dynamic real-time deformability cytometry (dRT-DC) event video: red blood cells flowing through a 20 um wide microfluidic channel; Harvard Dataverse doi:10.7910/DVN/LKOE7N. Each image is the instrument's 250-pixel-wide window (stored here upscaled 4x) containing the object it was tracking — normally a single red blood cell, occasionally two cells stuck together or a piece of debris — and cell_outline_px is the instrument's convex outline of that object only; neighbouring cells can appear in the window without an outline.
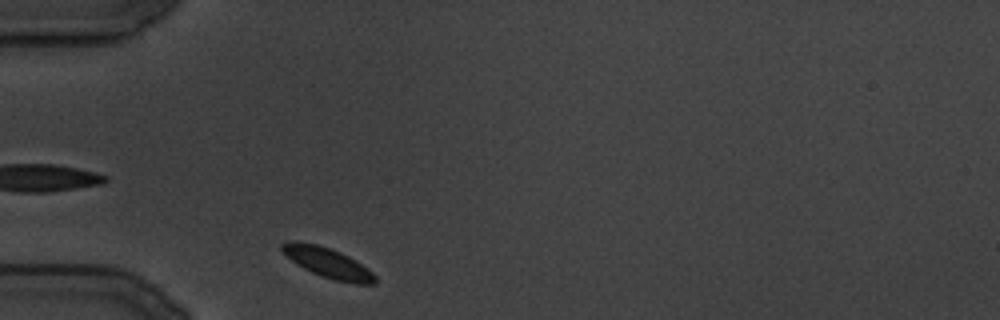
{"species": "common noctule bat (a hibernating species)", "species_latin": "Nyctalus noctula", "temperature_condition": "cold", "stored_images_in_passage": 84, "camera_frame_rate_fps": 3000, "um_per_image_px": 0.085, "animal": {"sex": "male", "body_mass_g": 19.5, "forearm_length_mm": 54.6}, "frame": {"image": 1, "passage_image": 2, "time_ms": 0.333, "image_size_px": [1000, 320], "cell_outline_px": [[376, 284], [356, 284], [336, 280], [312, 272], [296, 264], [280, 248], [280, 244], [292, 240], [296, 240], [316, 244], [340, 252], [348, 256], [372, 272], [376, 276]], "centroid_in_image_um": [27.85, 22.32], "position_along_channel_um": 57.1, "area_um2": 15.95}}
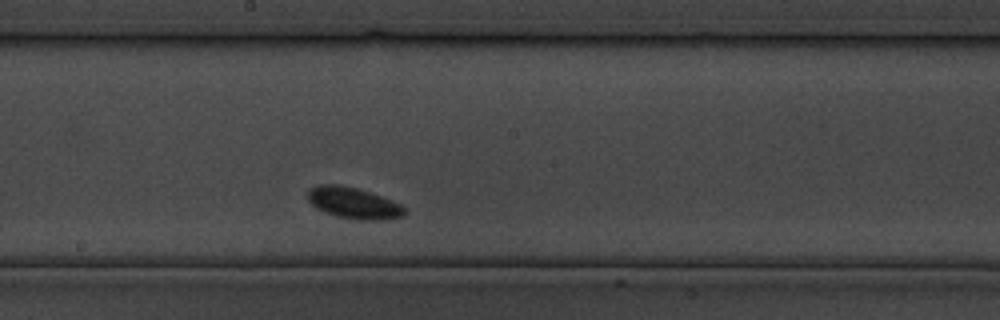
{"frame": {"image": 2, "passage_image": 37, "time_ms": 12.0, "image_size_px": [1000, 320], "cell_outline_px": [[408, 212], [404, 216], [388, 220], [356, 220], [336, 216], [324, 212], [316, 208], [308, 200], [308, 188], [316, 184], [340, 184], [356, 188], [392, 200], [408, 208]], "centroid_in_image_um": [30.07, 17.27], "position_along_channel_um": 218.1, "area_um2": 18.03}}
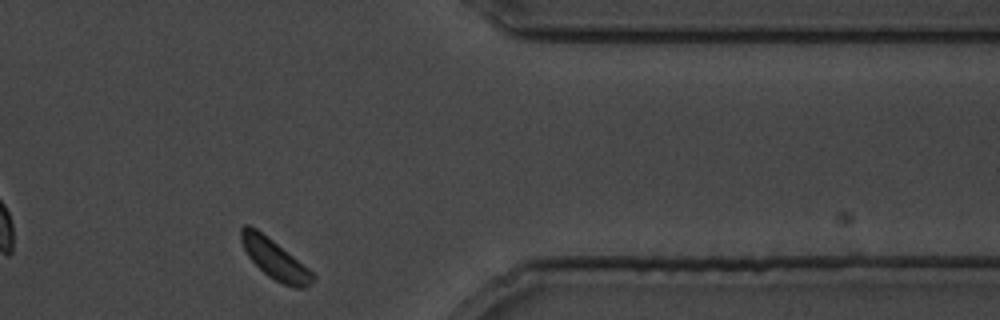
{"frame": {"image": 3, "passage_image": 74, "time_ms": 24.333, "image_size_px": [1000, 320], "cell_outline_px": [[316, 276], [304, 288], [296, 288], [284, 284], [268, 276], [248, 256], [240, 240], [240, 228], [244, 224], [248, 224], [256, 228], [272, 240], [308, 268]], "centroid_in_image_um": [23.32, 22.0], "position_along_channel_um": 388.1, "area_um2": 16.13}}